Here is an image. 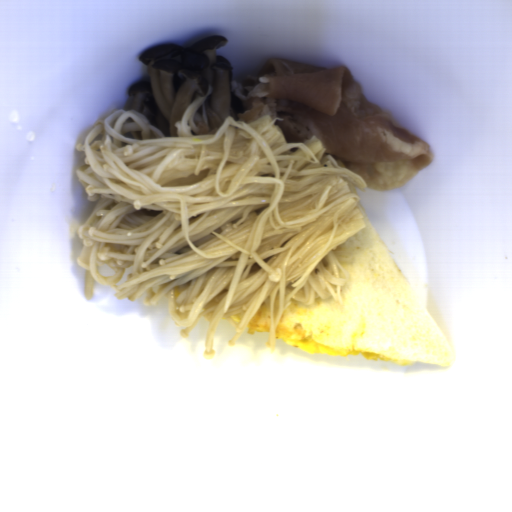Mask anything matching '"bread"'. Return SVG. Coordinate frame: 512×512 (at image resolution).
I'll list each match as a JSON object with an SVG mask.
<instances>
[{
	"label": "bread",
	"instance_id": "8d2b1439",
	"mask_svg": "<svg viewBox=\"0 0 512 512\" xmlns=\"http://www.w3.org/2000/svg\"><path fill=\"white\" fill-rule=\"evenodd\" d=\"M335 254L348 273L339 302H291L278 325L338 350L450 365L446 335L411 289L370 221Z\"/></svg>",
	"mask_w": 512,
	"mask_h": 512
},
{
	"label": "bread",
	"instance_id": "cb027b5d",
	"mask_svg": "<svg viewBox=\"0 0 512 512\" xmlns=\"http://www.w3.org/2000/svg\"><path fill=\"white\" fill-rule=\"evenodd\" d=\"M270 300H271V297L265 301V303L262 305V307L259 309V311L255 315L256 319L261 324H271V322H272L270 311H269Z\"/></svg>",
	"mask_w": 512,
	"mask_h": 512
}]
</instances>
